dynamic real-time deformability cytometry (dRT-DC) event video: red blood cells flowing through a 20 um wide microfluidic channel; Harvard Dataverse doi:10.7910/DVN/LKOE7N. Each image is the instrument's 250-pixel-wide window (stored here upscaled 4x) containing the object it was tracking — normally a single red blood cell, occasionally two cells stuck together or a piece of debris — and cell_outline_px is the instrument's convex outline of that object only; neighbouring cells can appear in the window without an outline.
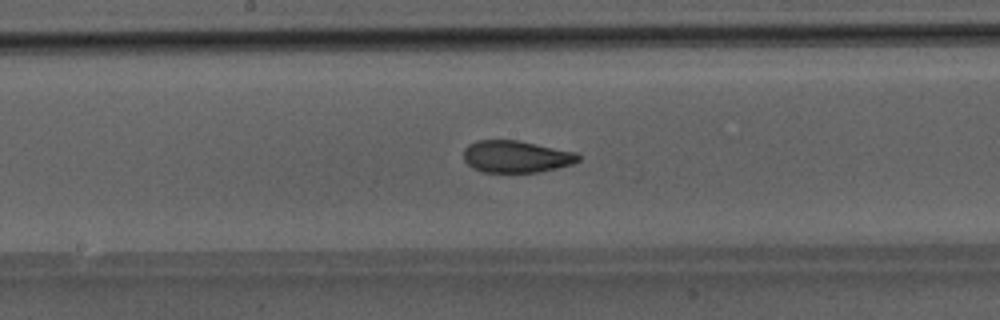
{"species": "Egyptian fruit bat (a non-hibernating species)", "species_latin": "Rousettus aegyptiacus", "temperature_condition": "room temperature", "stored_images_in_passage": 50, "segment_of_instrument_passage": [1, 2], "camera_frame_rate_fps": 3000, "um_per_image_px": 0.085, "animal": {"sex": "male"}, "frame": {"image": 1, "passage_image": 26, "time_ms": 8.333, "image_size_px": [1000, 320], "cell_outline_px": [[580, 160], [572, 164], [540, 172], [480, 172], [472, 168], [464, 160], [464, 148], [468, 144], [476, 140], [516, 140], [576, 152], [580, 156]], "centroid_in_image_um": [43.85, 13.31], "position_along_channel_um": 204.4, "area_um2": 21.44}}
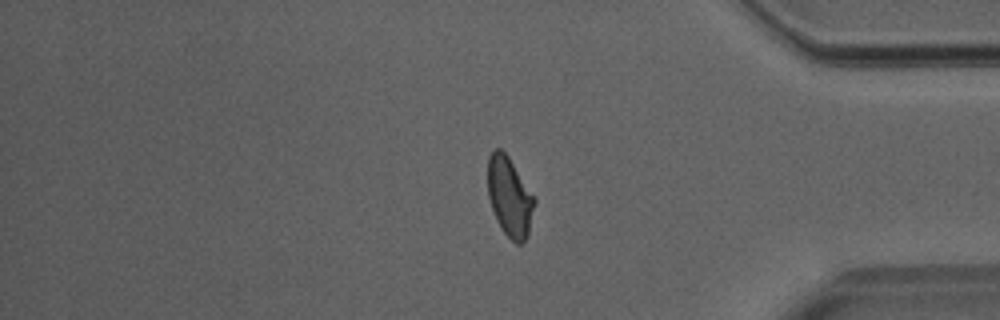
{"frame": {"image": 2, "passage_image": 41, "time_ms": 13.333, "image_size_px": [1000, 320], "cell_outline_px": [[536, 204], [528, 232], [524, 240], [520, 244], [516, 244], [504, 232], [496, 220], [488, 196], [488, 156], [496, 148], [500, 148], [508, 156], [536, 200]], "centroid_in_image_um": [43.31, 16.73], "position_along_channel_um": 391.9, "area_um2": 21.33}}
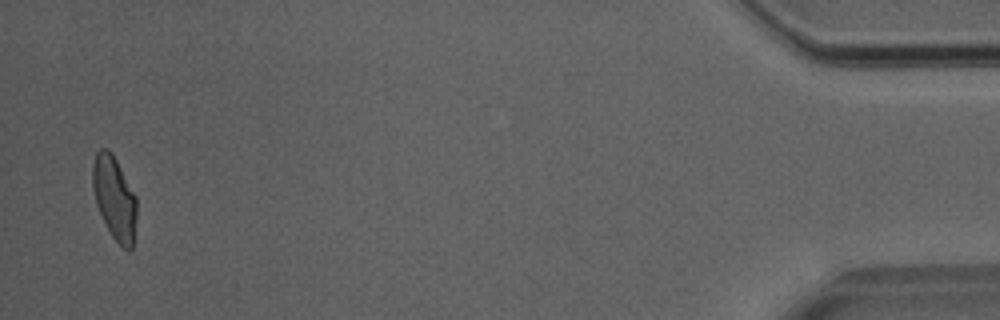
{"frame": {"image": 3, "passage_image": 48, "time_ms": 15.667, "image_size_px": [1000, 320], "cell_outline_px": [[136, 216], [132, 248], [128, 252], [112, 236], [96, 204], [92, 188], [92, 164], [96, 152], [100, 148], [108, 148], [112, 152], [136, 196]], "centroid_in_image_um": [9.71, 16.78], "position_along_channel_um": 425.5, "area_um2": 21.27}}